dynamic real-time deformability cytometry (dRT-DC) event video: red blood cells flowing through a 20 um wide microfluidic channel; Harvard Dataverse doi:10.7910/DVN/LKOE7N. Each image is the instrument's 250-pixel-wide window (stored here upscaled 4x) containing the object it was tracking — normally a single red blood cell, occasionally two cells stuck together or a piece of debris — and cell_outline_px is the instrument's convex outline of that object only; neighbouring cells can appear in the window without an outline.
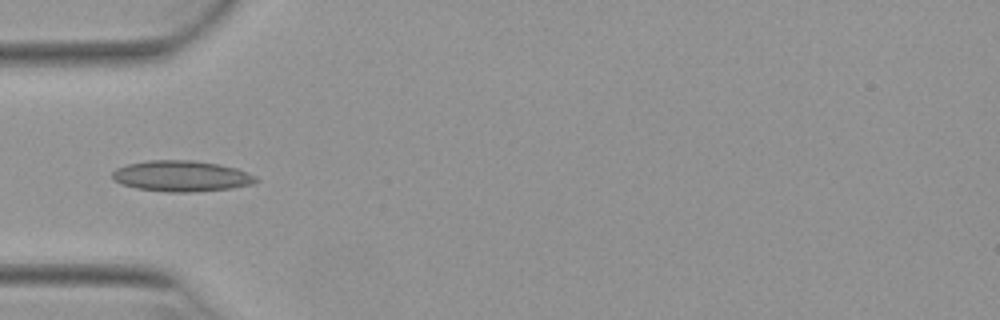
{"species": "Egyptian fruit bat (a non-hibernating species)", "species_latin": "Rousettus aegyptiacus", "temperature_condition": "warm", "stored_images_in_passage": 13, "camera_frame_rate_fps": 3000, "um_per_image_px": 0.085, "animal": {"sex": "female"}, "frame": {"image": 1, "passage_image": 1, "time_ms": 0.0, "image_size_px": [1000, 320], "cell_outline_px": [[260, 180], [256, 184], [232, 188], [188, 192], [168, 192], [136, 188], [120, 184], [112, 180], [112, 172], [116, 168], [128, 164], [148, 160], [192, 160], [216, 164], [236, 168], [256, 176]], "centroid_in_image_um": [15.42, 14.97], "position_along_channel_um": 69.6, "area_um2": 25.95}}
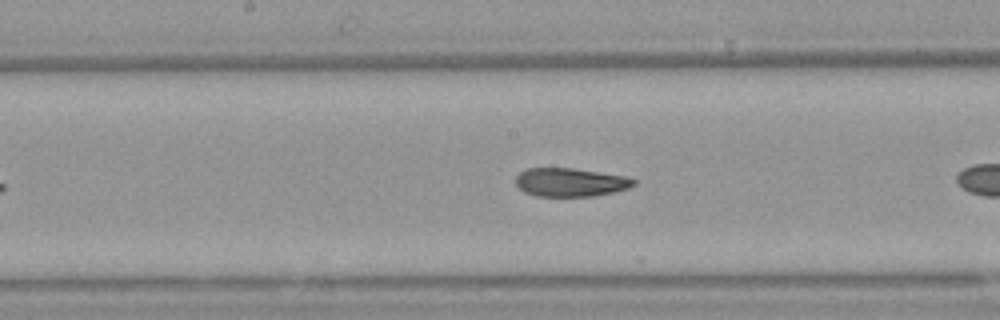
{"frame": {"image": 2, "passage_image": 8, "time_ms": 2.333, "image_size_px": [1000, 320], "cell_outline_px": [[636, 184], [628, 188], [612, 192], [592, 196], [536, 196], [524, 192], [516, 184], [516, 176], [520, 172], [528, 168], [572, 168], [624, 176], [636, 180]], "centroid_in_image_um": [48.46, 15.49], "position_along_channel_um": 199.7, "area_um2": 19.42}}
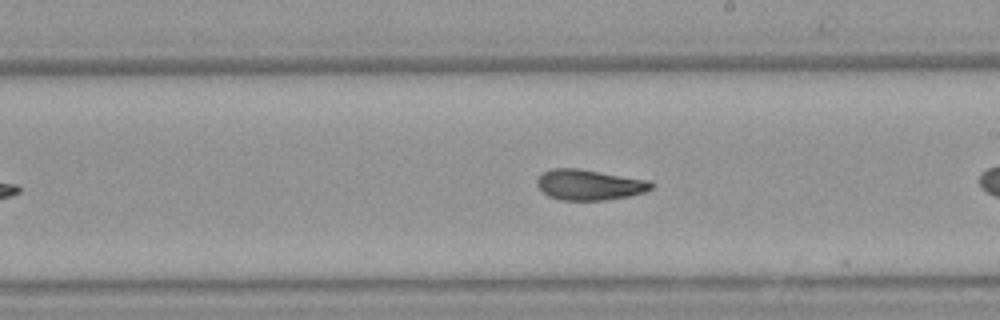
{"frame": {"image": 3, "passage_image": 11, "time_ms": 3.333, "image_size_px": [1000, 320], "cell_outline_px": [[656, 184], [652, 188], [644, 192], [628, 196], [604, 200], [560, 200], [548, 196], [536, 184], [536, 180], [544, 172], [552, 168], [580, 168], [648, 180]], "centroid_in_image_um": [50.1, 15.7], "position_along_channel_um": 238.9, "area_um2": 20.35}}